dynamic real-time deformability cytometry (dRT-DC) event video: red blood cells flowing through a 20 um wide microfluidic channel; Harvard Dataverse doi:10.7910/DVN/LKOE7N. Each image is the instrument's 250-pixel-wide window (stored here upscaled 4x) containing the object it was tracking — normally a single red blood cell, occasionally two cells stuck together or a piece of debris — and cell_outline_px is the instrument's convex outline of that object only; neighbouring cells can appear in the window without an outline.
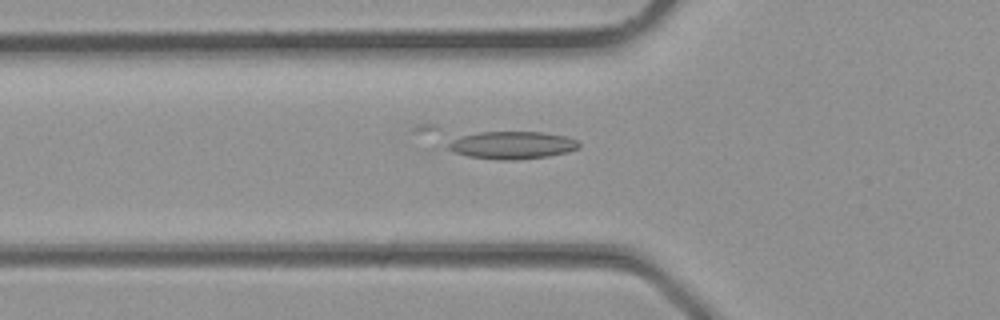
{"species": "common noctule bat (a hibernating species)", "species_latin": "Nyctalus noctula", "temperature_condition": "room temperature", "stored_images_in_passage": 33, "camera_frame_rate_fps": 3000, "um_per_image_px": 0.085, "animal": {"sex": "male", "body_mass_g": 23.1, "forearm_length_mm": 52.7}, "frame": {"image": 1, "passage_image": 11, "time_ms": 3.333, "image_size_px": [1000, 320], "cell_outline_px": [[580, 148], [568, 152], [548, 156], [516, 160], [500, 160], [468, 156], [456, 152], [448, 148], [448, 136], [480, 132], [544, 132], [568, 136], [580, 140]], "centroid_in_image_um": [43.52, 12.32], "position_along_channel_um": 82.3, "area_um2": 21.62}}
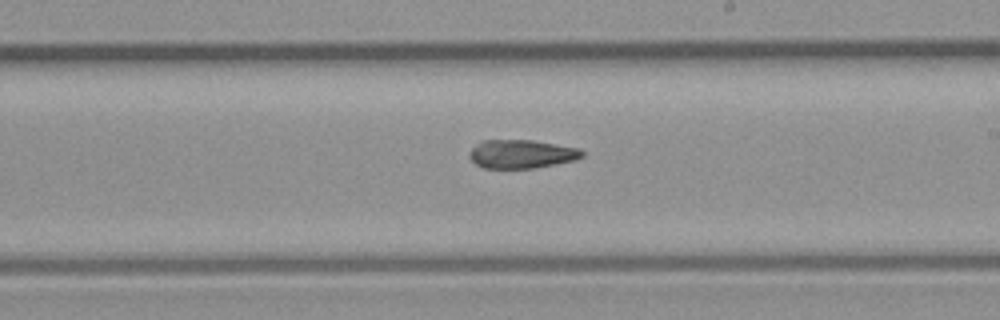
{"frame": {"image": 2, "passage_image": 19, "time_ms": 6.0, "image_size_px": [1000, 320], "cell_outline_px": [[584, 156], [576, 160], [536, 168], [484, 168], [476, 164], [468, 156], [468, 152], [480, 140], [532, 140], [580, 148], [584, 152]], "centroid_in_image_um": [44.33, 13.09], "position_along_channel_um": 244.7, "area_um2": 18.96}}
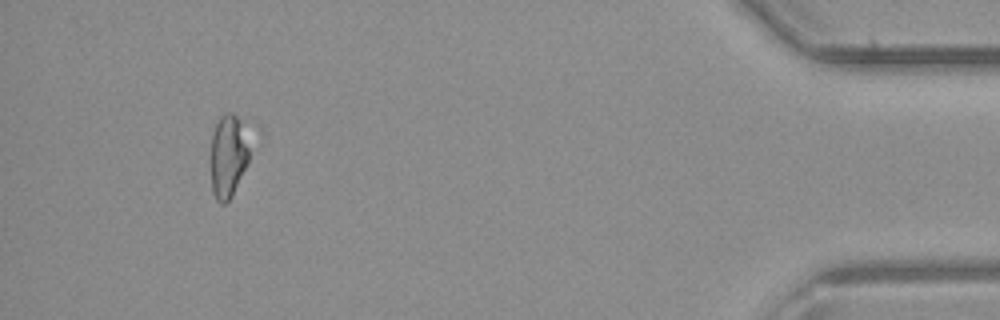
{"frame": {"image": 3, "passage_image": 31, "time_ms": 10.0, "image_size_px": [1000, 320], "cell_outline_px": [[248, 164], [232, 196], [224, 204], [220, 204], [216, 200], [212, 192], [212, 136], [216, 124], [220, 116], [224, 112], [232, 112], [244, 124], [248, 148]], "centroid_in_image_um": [19.4, 13.27], "position_along_channel_um": 415.8, "area_um2": 18.61}}